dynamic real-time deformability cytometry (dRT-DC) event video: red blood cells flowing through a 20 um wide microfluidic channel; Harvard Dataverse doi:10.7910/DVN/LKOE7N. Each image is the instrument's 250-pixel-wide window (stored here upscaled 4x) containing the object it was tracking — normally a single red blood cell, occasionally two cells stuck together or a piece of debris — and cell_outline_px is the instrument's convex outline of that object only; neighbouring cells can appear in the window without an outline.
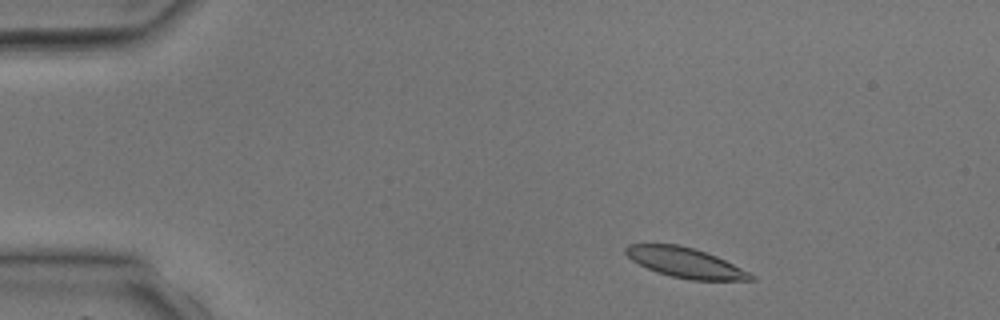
{"species": "common noctule bat (a hibernating species)", "species_latin": "Nyctalus noctula", "temperature_condition": "room temperature", "stored_images_in_passage": 2, "camera_frame_rate_fps": 3000, "um_per_image_px": 0.085, "animal": {"sex": "male", "body_mass_g": 17.9, "forearm_length_mm": 54.2}, "frame": {"image": 1, "passage_image": 1, "time_ms": 0.0, "image_size_px": [1000, 320], "cell_outline_px": [[756, 280], [692, 280], [672, 276], [656, 272], [632, 260], [624, 252], [624, 248], [628, 244], [676, 244], [692, 248], [716, 256], [756, 276]], "centroid_in_image_um": [58.23, 22.33], "position_along_channel_um": 26.8, "area_um2": 21.5}}